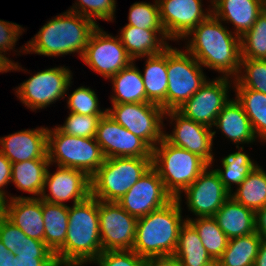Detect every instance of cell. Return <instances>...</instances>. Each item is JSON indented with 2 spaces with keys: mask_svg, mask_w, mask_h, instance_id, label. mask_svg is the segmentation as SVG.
<instances>
[{
  "mask_svg": "<svg viewBox=\"0 0 266 266\" xmlns=\"http://www.w3.org/2000/svg\"><path fill=\"white\" fill-rule=\"evenodd\" d=\"M221 22L213 14L200 22L185 37L188 39L193 35L190 41L188 39L186 51L202 66L221 72L223 77L235 76V79L241 63L240 36L234 34L235 31H229Z\"/></svg>",
  "mask_w": 266,
  "mask_h": 266,
  "instance_id": "obj_1",
  "label": "cell"
},
{
  "mask_svg": "<svg viewBox=\"0 0 266 266\" xmlns=\"http://www.w3.org/2000/svg\"><path fill=\"white\" fill-rule=\"evenodd\" d=\"M98 218V199L91 195L69 206L67 236L64 245L55 253L59 266H82L102 252Z\"/></svg>",
  "mask_w": 266,
  "mask_h": 266,
  "instance_id": "obj_2",
  "label": "cell"
},
{
  "mask_svg": "<svg viewBox=\"0 0 266 266\" xmlns=\"http://www.w3.org/2000/svg\"><path fill=\"white\" fill-rule=\"evenodd\" d=\"M97 26L91 19L68 10L49 20L22 48L24 53L51 57L77 52L82 58L89 37Z\"/></svg>",
  "mask_w": 266,
  "mask_h": 266,
  "instance_id": "obj_3",
  "label": "cell"
},
{
  "mask_svg": "<svg viewBox=\"0 0 266 266\" xmlns=\"http://www.w3.org/2000/svg\"><path fill=\"white\" fill-rule=\"evenodd\" d=\"M181 200L174 198L165 206L137 219L132 250L143 258L173 255L182 220Z\"/></svg>",
  "mask_w": 266,
  "mask_h": 266,
  "instance_id": "obj_4",
  "label": "cell"
},
{
  "mask_svg": "<svg viewBox=\"0 0 266 266\" xmlns=\"http://www.w3.org/2000/svg\"><path fill=\"white\" fill-rule=\"evenodd\" d=\"M208 166L199 155L176 147L164 138L152 149V167L158 172L173 198L181 199V193Z\"/></svg>",
  "mask_w": 266,
  "mask_h": 266,
  "instance_id": "obj_5",
  "label": "cell"
},
{
  "mask_svg": "<svg viewBox=\"0 0 266 266\" xmlns=\"http://www.w3.org/2000/svg\"><path fill=\"white\" fill-rule=\"evenodd\" d=\"M151 166L152 158H105L90 177L91 196L104 202H118Z\"/></svg>",
  "mask_w": 266,
  "mask_h": 266,
  "instance_id": "obj_6",
  "label": "cell"
},
{
  "mask_svg": "<svg viewBox=\"0 0 266 266\" xmlns=\"http://www.w3.org/2000/svg\"><path fill=\"white\" fill-rule=\"evenodd\" d=\"M47 156L50 164L79 169L91 177L104 163L105 157L95 138L65 134L57 126L48 129Z\"/></svg>",
  "mask_w": 266,
  "mask_h": 266,
  "instance_id": "obj_7",
  "label": "cell"
},
{
  "mask_svg": "<svg viewBox=\"0 0 266 266\" xmlns=\"http://www.w3.org/2000/svg\"><path fill=\"white\" fill-rule=\"evenodd\" d=\"M166 111L179 109L207 81L201 64L187 51L167 48Z\"/></svg>",
  "mask_w": 266,
  "mask_h": 266,
  "instance_id": "obj_8",
  "label": "cell"
},
{
  "mask_svg": "<svg viewBox=\"0 0 266 266\" xmlns=\"http://www.w3.org/2000/svg\"><path fill=\"white\" fill-rule=\"evenodd\" d=\"M106 113L135 136L141 138L151 149L163 139L165 111L157 104L121 103L112 104Z\"/></svg>",
  "mask_w": 266,
  "mask_h": 266,
  "instance_id": "obj_9",
  "label": "cell"
},
{
  "mask_svg": "<svg viewBox=\"0 0 266 266\" xmlns=\"http://www.w3.org/2000/svg\"><path fill=\"white\" fill-rule=\"evenodd\" d=\"M71 74L64 66L39 71L18 86L17 97L32 110L42 109L64 98L72 83Z\"/></svg>",
  "mask_w": 266,
  "mask_h": 266,
  "instance_id": "obj_10",
  "label": "cell"
},
{
  "mask_svg": "<svg viewBox=\"0 0 266 266\" xmlns=\"http://www.w3.org/2000/svg\"><path fill=\"white\" fill-rule=\"evenodd\" d=\"M81 59L89 68L107 79L133 61L119 36L113 37L99 26L92 31Z\"/></svg>",
  "mask_w": 266,
  "mask_h": 266,
  "instance_id": "obj_11",
  "label": "cell"
},
{
  "mask_svg": "<svg viewBox=\"0 0 266 266\" xmlns=\"http://www.w3.org/2000/svg\"><path fill=\"white\" fill-rule=\"evenodd\" d=\"M100 239L103 251L132 250L137 218L117 202L98 200Z\"/></svg>",
  "mask_w": 266,
  "mask_h": 266,
  "instance_id": "obj_12",
  "label": "cell"
},
{
  "mask_svg": "<svg viewBox=\"0 0 266 266\" xmlns=\"http://www.w3.org/2000/svg\"><path fill=\"white\" fill-rule=\"evenodd\" d=\"M229 77L219 76L212 81H206L200 89L191 96L179 109L186 118L209 128L214 126L218 114L230 100Z\"/></svg>",
  "mask_w": 266,
  "mask_h": 266,
  "instance_id": "obj_13",
  "label": "cell"
},
{
  "mask_svg": "<svg viewBox=\"0 0 266 266\" xmlns=\"http://www.w3.org/2000/svg\"><path fill=\"white\" fill-rule=\"evenodd\" d=\"M173 199L158 172L151 166L117 203L128 214L138 219L165 206Z\"/></svg>",
  "mask_w": 266,
  "mask_h": 266,
  "instance_id": "obj_14",
  "label": "cell"
},
{
  "mask_svg": "<svg viewBox=\"0 0 266 266\" xmlns=\"http://www.w3.org/2000/svg\"><path fill=\"white\" fill-rule=\"evenodd\" d=\"M95 139L105 158H152V149L141 138L115 122L107 113L98 123Z\"/></svg>",
  "mask_w": 266,
  "mask_h": 266,
  "instance_id": "obj_15",
  "label": "cell"
},
{
  "mask_svg": "<svg viewBox=\"0 0 266 266\" xmlns=\"http://www.w3.org/2000/svg\"><path fill=\"white\" fill-rule=\"evenodd\" d=\"M164 115L170 116L171 122L175 121L172 134H163V138L170 144L186 149L199 155L209 165L213 163V138L216 131L186 118L178 110H168Z\"/></svg>",
  "mask_w": 266,
  "mask_h": 266,
  "instance_id": "obj_16",
  "label": "cell"
},
{
  "mask_svg": "<svg viewBox=\"0 0 266 266\" xmlns=\"http://www.w3.org/2000/svg\"><path fill=\"white\" fill-rule=\"evenodd\" d=\"M209 165L183 192L188 209L197 217H214L216 212L231 197L221 182L218 173ZM209 169V170H208Z\"/></svg>",
  "mask_w": 266,
  "mask_h": 266,
  "instance_id": "obj_17",
  "label": "cell"
},
{
  "mask_svg": "<svg viewBox=\"0 0 266 266\" xmlns=\"http://www.w3.org/2000/svg\"><path fill=\"white\" fill-rule=\"evenodd\" d=\"M160 19L169 40L183 39L200 22L206 20L212 9L204 12L202 0H157ZM212 2V0H210Z\"/></svg>",
  "mask_w": 266,
  "mask_h": 266,
  "instance_id": "obj_18",
  "label": "cell"
},
{
  "mask_svg": "<svg viewBox=\"0 0 266 266\" xmlns=\"http://www.w3.org/2000/svg\"><path fill=\"white\" fill-rule=\"evenodd\" d=\"M49 189V194L46 190ZM91 195L90 177L79 169L58 166L55 173L47 169L44 187L40 195L41 200L60 204L73 200L77 204L86 200Z\"/></svg>",
  "mask_w": 266,
  "mask_h": 266,
  "instance_id": "obj_19",
  "label": "cell"
},
{
  "mask_svg": "<svg viewBox=\"0 0 266 266\" xmlns=\"http://www.w3.org/2000/svg\"><path fill=\"white\" fill-rule=\"evenodd\" d=\"M48 128L18 131L0 138V152L11 162L48 158Z\"/></svg>",
  "mask_w": 266,
  "mask_h": 266,
  "instance_id": "obj_20",
  "label": "cell"
},
{
  "mask_svg": "<svg viewBox=\"0 0 266 266\" xmlns=\"http://www.w3.org/2000/svg\"><path fill=\"white\" fill-rule=\"evenodd\" d=\"M4 201L3 215L26 236L44 242V220L40 197L13 196Z\"/></svg>",
  "mask_w": 266,
  "mask_h": 266,
  "instance_id": "obj_21",
  "label": "cell"
},
{
  "mask_svg": "<svg viewBox=\"0 0 266 266\" xmlns=\"http://www.w3.org/2000/svg\"><path fill=\"white\" fill-rule=\"evenodd\" d=\"M212 14L221 21H229L235 34L242 36L266 8V0H212Z\"/></svg>",
  "mask_w": 266,
  "mask_h": 266,
  "instance_id": "obj_22",
  "label": "cell"
},
{
  "mask_svg": "<svg viewBox=\"0 0 266 266\" xmlns=\"http://www.w3.org/2000/svg\"><path fill=\"white\" fill-rule=\"evenodd\" d=\"M119 38L133 61L137 58L160 54L169 47L164 30L141 29L125 25L121 29Z\"/></svg>",
  "mask_w": 266,
  "mask_h": 266,
  "instance_id": "obj_23",
  "label": "cell"
},
{
  "mask_svg": "<svg viewBox=\"0 0 266 266\" xmlns=\"http://www.w3.org/2000/svg\"><path fill=\"white\" fill-rule=\"evenodd\" d=\"M214 126L236 145L249 144L256 140L250 120L236 98L230 99L224 105Z\"/></svg>",
  "mask_w": 266,
  "mask_h": 266,
  "instance_id": "obj_24",
  "label": "cell"
},
{
  "mask_svg": "<svg viewBox=\"0 0 266 266\" xmlns=\"http://www.w3.org/2000/svg\"><path fill=\"white\" fill-rule=\"evenodd\" d=\"M228 239L256 232L255 212L230 197L214 215Z\"/></svg>",
  "mask_w": 266,
  "mask_h": 266,
  "instance_id": "obj_25",
  "label": "cell"
},
{
  "mask_svg": "<svg viewBox=\"0 0 266 266\" xmlns=\"http://www.w3.org/2000/svg\"><path fill=\"white\" fill-rule=\"evenodd\" d=\"M142 74L147 102L157 104L166 112L168 87L167 48L160 54L147 56Z\"/></svg>",
  "mask_w": 266,
  "mask_h": 266,
  "instance_id": "obj_26",
  "label": "cell"
},
{
  "mask_svg": "<svg viewBox=\"0 0 266 266\" xmlns=\"http://www.w3.org/2000/svg\"><path fill=\"white\" fill-rule=\"evenodd\" d=\"M133 62L110 78L115 92L112 104L147 102L142 72Z\"/></svg>",
  "mask_w": 266,
  "mask_h": 266,
  "instance_id": "obj_27",
  "label": "cell"
},
{
  "mask_svg": "<svg viewBox=\"0 0 266 266\" xmlns=\"http://www.w3.org/2000/svg\"><path fill=\"white\" fill-rule=\"evenodd\" d=\"M49 166L48 158L12 163L11 182L19 190L34 194L38 198L42 193Z\"/></svg>",
  "mask_w": 266,
  "mask_h": 266,
  "instance_id": "obj_28",
  "label": "cell"
},
{
  "mask_svg": "<svg viewBox=\"0 0 266 266\" xmlns=\"http://www.w3.org/2000/svg\"><path fill=\"white\" fill-rule=\"evenodd\" d=\"M44 243L54 254L64 245L67 236L69 206L42 200Z\"/></svg>",
  "mask_w": 266,
  "mask_h": 266,
  "instance_id": "obj_29",
  "label": "cell"
},
{
  "mask_svg": "<svg viewBox=\"0 0 266 266\" xmlns=\"http://www.w3.org/2000/svg\"><path fill=\"white\" fill-rule=\"evenodd\" d=\"M181 266H201L212 260L196 231L188 222L181 226L173 254Z\"/></svg>",
  "mask_w": 266,
  "mask_h": 266,
  "instance_id": "obj_30",
  "label": "cell"
},
{
  "mask_svg": "<svg viewBox=\"0 0 266 266\" xmlns=\"http://www.w3.org/2000/svg\"><path fill=\"white\" fill-rule=\"evenodd\" d=\"M262 237L254 232L246 236L230 239L222 256L220 266H253Z\"/></svg>",
  "mask_w": 266,
  "mask_h": 266,
  "instance_id": "obj_31",
  "label": "cell"
},
{
  "mask_svg": "<svg viewBox=\"0 0 266 266\" xmlns=\"http://www.w3.org/2000/svg\"><path fill=\"white\" fill-rule=\"evenodd\" d=\"M231 197L256 213L266 205V172L257 164Z\"/></svg>",
  "mask_w": 266,
  "mask_h": 266,
  "instance_id": "obj_32",
  "label": "cell"
},
{
  "mask_svg": "<svg viewBox=\"0 0 266 266\" xmlns=\"http://www.w3.org/2000/svg\"><path fill=\"white\" fill-rule=\"evenodd\" d=\"M236 100L248 116L253 132L266 142V94L248 88H235Z\"/></svg>",
  "mask_w": 266,
  "mask_h": 266,
  "instance_id": "obj_33",
  "label": "cell"
},
{
  "mask_svg": "<svg viewBox=\"0 0 266 266\" xmlns=\"http://www.w3.org/2000/svg\"><path fill=\"white\" fill-rule=\"evenodd\" d=\"M197 231L203 246L212 259H219L228 245V237L214 217L186 218Z\"/></svg>",
  "mask_w": 266,
  "mask_h": 266,
  "instance_id": "obj_34",
  "label": "cell"
},
{
  "mask_svg": "<svg viewBox=\"0 0 266 266\" xmlns=\"http://www.w3.org/2000/svg\"><path fill=\"white\" fill-rule=\"evenodd\" d=\"M236 147L239 150L238 152L222 158L223 169H214L230 193L233 192L231 189L232 184L238 187L257 165L249 158L248 154L241 152L244 147L239 148L238 145Z\"/></svg>",
  "mask_w": 266,
  "mask_h": 266,
  "instance_id": "obj_35",
  "label": "cell"
},
{
  "mask_svg": "<svg viewBox=\"0 0 266 266\" xmlns=\"http://www.w3.org/2000/svg\"><path fill=\"white\" fill-rule=\"evenodd\" d=\"M241 59L266 60V8L240 37Z\"/></svg>",
  "mask_w": 266,
  "mask_h": 266,
  "instance_id": "obj_36",
  "label": "cell"
},
{
  "mask_svg": "<svg viewBox=\"0 0 266 266\" xmlns=\"http://www.w3.org/2000/svg\"><path fill=\"white\" fill-rule=\"evenodd\" d=\"M242 68L245 69L243 74ZM234 81L235 88H248L266 94V60L241 59L240 71Z\"/></svg>",
  "mask_w": 266,
  "mask_h": 266,
  "instance_id": "obj_37",
  "label": "cell"
},
{
  "mask_svg": "<svg viewBox=\"0 0 266 266\" xmlns=\"http://www.w3.org/2000/svg\"><path fill=\"white\" fill-rule=\"evenodd\" d=\"M128 24L141 29L164 30L158 1L155 4L135 2L129 8Z\"/></svg>",
  "mask_w": 266,
  "mask_h": 266,
  "instance_id": "obj_38",
  "label": "cell"
},
{
  "mask_svg": "<svg viewBox=\"0 0 266 266\" xmlns=\"http://www.w3.org/2000/svg\"><path fill=\"white\" fill-rule=\"evenodd\" d=\"M69 113L63 126L57 127L61 132L77 137L95 138L98 123L104 115Z\"/></svg>",
  "mask_w": 266,
  "mask_h": 266,
  "instance_id": "obj_39",
  "label": "cell"
},
{
  "mask_svg": "<svg viewBox=\"0 0 266 266\" xmlns=\"http://www.w3.org/2000/svg\"><path fill=\"white\" fill-rule=\"evenodd\" d=\"M70 112L83 115H105L107 110L99 108L98 97L89 87L80 86L67 100Z\"/></svg>",
  "mask_w": 266,
  "mask_h": 266,
  "instance_id": "obj_40",
  "label": "cell"
},
{
  "mask_svg": "<svg viewBox=\"0 0 266 266\" xmlns=\"http://www.w3.org/2000/svg\"><path fill=\"white\" fill-rule=\"evenodd\" d=\"M69 10L76 12L96 23L95 19L112 21L116 10L115 0H77ZM80 4V5H79Z\"/></svg>",
  "mask_w": 266,
  "mask_h": 266,
  "instance_id": "obj_41",
  "label": "cell"
},
{
  "mask_svg": "<svg viewBox=\"0 0 266 266\" xmlns=\"http://www.w3.org/2000/svg\"><path fill=\"white\" fill-rule=\"evenodd\" d=\"M92 262L99 266H145L146 259L133 250L102 251Z\"/></svg>",
  "mask_w": 266,
  "mask_h": 266,
  "instance_id": "obj_42",
  "label": "cell"
},
{
  "mask_svg": "<svg viewBox=\"0 0 266 266\" xmlns=\"http://www.w3.org/2000/svg\"><path fill=\"white\" fill-rule=\"evenodd\" d=\"M23 236L26 234L19 227L15 226L4 215L0 217V240L11 253L20 247Z\"/></svg>",
  "mask_w": 266,
  "mask_h": 266,
  "instance_id": "obj_43",
  "label": "cell"
},
{
  "mask_svg": "<svg viewBox=\"0 0 266 266\" xmlns=\"http://www.w3.org/2000/svg\"><path fill=\"white\" fill-rule=\"evenodd\" d=\"M22 26L9 21L0 19V52H7L8 50L15 49L16 41L22 34Z\"/></svg>",
  "mask_w": 266,
  "mask_h": 266,
  "instance_id": "obj_44",
  "label": "cell"
},
{
  "mask_svg": "<svg viewBox=\"0 0 266 266\" xmlns=\"http://www.w3.org/2000/svg\"><path fill=\"white\" fill-rule=\"evenodd\" d=\"M10 266H59L55 254H21L10 259Z\"/></svg>",
  "mask_w": 266,
  "mask_h": 266,
  "instance_id": "obj_45",
  "label": "cell"
},
{
  "mask_svg": "<svg viewBox=\"0 0 266 266\" xmlns=\"http://www.w3.org/2000/svg\"><path fill=\"white\" fill-rule=\"evenodd\" d=\"M21 252V254H54V252L40 240L23 236V241L20 247L15 249V254Z\"/></svg>",
  "mask_w": 266,
  "mask_h": 266,
  "instance_id": "obj_46",
  "label": "cell"
},
{
  "mask_svg": "<svg viewBox=\"0 0 266 266\" xmlns=\"http://www.w3.org/2000/svg\"><path fill=\"white\" fill-rule=\"evenodd\" d=\"M12 163L0 152V198L6 201L7 196L2 188L11 181Z\"/></svg>",
  "mask_w": 266,
  "mask_h": 266,
  "instance_id": "obj_47",
  "label": "cell"
},
{
  "mask_svg": "<svg viewBox=\"0 0 266 266\" xmlns=\"http://www.w3.org/2000/svg\"><path fill=\"white\" fill-rule=\"evenodd\" d=\"M145 266H181L174 255L153 256L146 258Z\"/></svg>",
  "mask_w": 266,
  "mask_h": 266,
  "instance_id": "obj_48",
  "label": "cell"
},
{
  "mask_svg": "<svg viewBox=\"0 0 266 266\" xmlns=\"http://www.w3.org/2000/svg\"><path fill=\"white\" fill-rule=\"evenodd\" d=\"M256 233L266 240V205L255 213Z\"/></svg>",
  "mask_w": 266,
  "mask_h": 266,
  "instance_id": "obj_49",
  "label": "cell"
},
{
  "mask_svg": "<svg viewBox=\"0 0 266 266\" xmlns=\"http://www.w3.org/2000/svg\"><path fill=\"white\" fill-rule=\"evenodd\" d=\"M20 66L18 63L13 62L12 60H9L8 57H6L4 54L0 52V73H7L9 70H20Z\"/></svg>",
  "mask_w": 266,
  "mask_h": 266,
  "instance_id": "obj_50",
  "label": "cell"
},
{
  "mask_svg": "<svg viewBox=\"0 0 266 266\" xmlns=\"http://www.w3.org/2000/svg\"><path fill=\"white\" fill-rule=\"evenodd\" d=\"M15 253H11L0 240V266H10V259H13Z\"/></svg>",
  "mask_w": 266,
  "mask_h": 266,
  "instance_id": "obj_51",
  "label": "cell"
},
{
  "mask_svg": "<svg viewBox=\"0 0 266 266\" xmlns=\"http://www.w3.org/2000/svg\"><path fill=\"white\" fill-rule=\"evenodd\" d=\"M253 266H266V240H262Z\"/></svg>",
  "mask_w": 266,
  "mask_h": 266,
  "instance_id": "obj_52",
  "label": "cell"
},
{
  "mask_svg": "<svg viewBox=\"0 0 266 266\" xmlns=\"http://www.w3.org/2000/svg\"><path fill=\"white\" fill-rule=\"evenodd\" d=\"M201 266H220L217 259H212L210 262H207Z\"/></svg>",
  "mask_w": 266,
  "mask_h": 266,
  "instance_id": "obj_53",
  "label": "cell"
},
{
  "mask_svg": "<svg viewBox=\"0 0 266 266\" xmlns=\"http://www.w3.org/2000/svg\"><path fill=\"white\" fill-rule=\"evenodd\" d=\"M3 213H4V200L0 198V217L3 215Z\"/></svg>",
  "mask_w": 266,
  "mask_h": 266,
  "instance_id": "obj_54",
  "label": "cell"
}]
</instances>
